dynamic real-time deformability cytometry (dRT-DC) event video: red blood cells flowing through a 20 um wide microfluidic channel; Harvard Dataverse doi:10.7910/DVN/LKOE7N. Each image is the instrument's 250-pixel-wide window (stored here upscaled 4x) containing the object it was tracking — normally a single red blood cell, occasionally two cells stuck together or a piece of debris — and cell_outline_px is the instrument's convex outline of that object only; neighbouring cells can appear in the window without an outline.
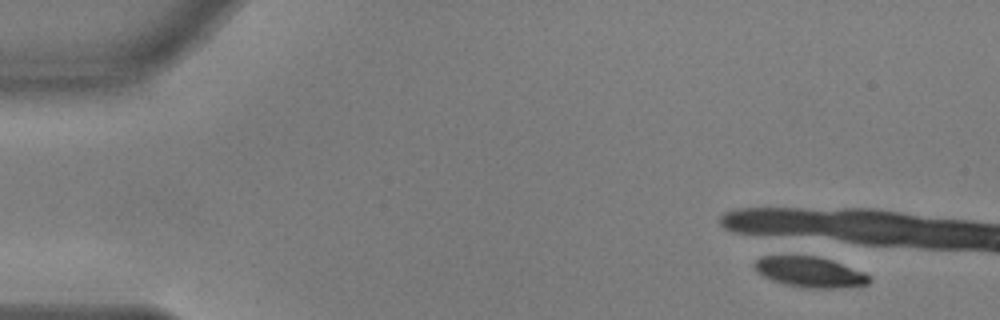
{"species": "common noctule bat (a hibernating species)", "species_latin": "Nyctalus noctula", "temperature_condition": "warm", "stored_images_in_passage": 1, "camera_frame_rate_fps": 3000, "um_per_image_px": 0.085, "animal": {"sex": "male", "body_mass_g": 17.9, "forearm_length_mm": 54.2}, "frame": {"image": 1, "passage_image": 1, "time_ms": 0.0, "image_size_px": [1000, 320], "cell_outline_px": [[872, 280], [868, 284], [848, 288], [808, 288], [784, 284], [772, 280], [764, 276], [752, 264], [760, 256], [816, 256], [832, 260], [864, 272]], "centroid_in_image_um": [68.88, 23.13], "position_along_channel_um": 16.1, "area_um2": 20.35}}